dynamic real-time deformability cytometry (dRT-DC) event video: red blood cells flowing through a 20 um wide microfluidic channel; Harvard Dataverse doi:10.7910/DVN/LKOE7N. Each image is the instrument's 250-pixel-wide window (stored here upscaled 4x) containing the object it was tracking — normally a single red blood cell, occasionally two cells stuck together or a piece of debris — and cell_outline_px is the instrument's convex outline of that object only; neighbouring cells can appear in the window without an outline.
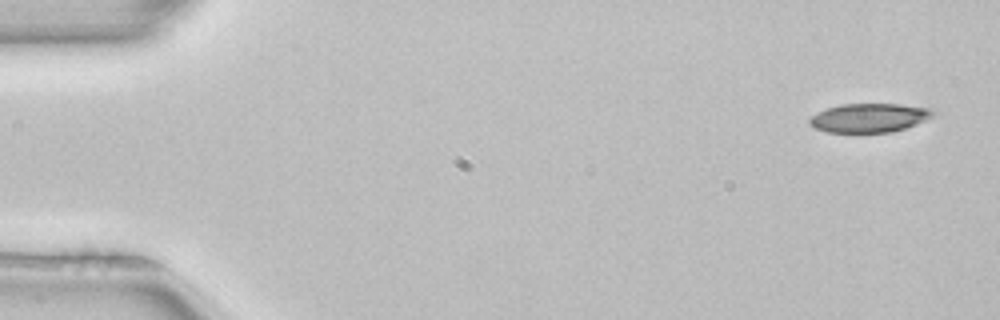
{"species": "common noctule bat (a hibernating species)", "species_latin": "Nyctalus noctula", "temperature_condition": "room temperature", "stored_images_in_passage": 3, "camera_frame_rate_fps": 3000, "um_per_image_px": 0.085, "animal": {"sex": "female", "body_mass_g": 22.7, "forearm_length_mm": 54.2}, "frame": {"image": 1, "passage_image": 1, "time_ms": 0.0, "image_size_px": [1000, 320], "cell_outline_px": [[940, 112], [916, 124], [892, 132], [828, 132], [816, 128], [808, 124], [808, 120], [816, 112], [840, 104], [900, 104], [932, 108]], "centroid_in_image_um": [73.91, 10.0], "position_along_channel_um": 11.1, "area_um2": 20.87}}
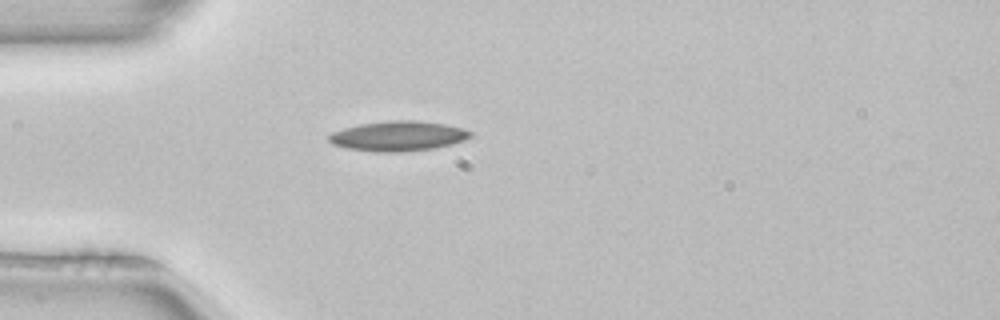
{"frame": {"image": 2, "passage_image": 3, "time_ms": 0.667, "image_size_px": [1000, 320], "cell_outline_px": [[472, 136], [464, 140], [452, 144], [432, 148], [400, 152], [376, 152], [348, 148], [332, 144], [328, 140], [328, 136], [332, 132], [344, 128], [360, 124], [388, 120], [416, 120], [444, 124], [464, 128], [472, 132]], "centroid_in_image_um": [33.84, 11.56], "position_along_channel_um": 51.2, "area_um2": 24.68}}